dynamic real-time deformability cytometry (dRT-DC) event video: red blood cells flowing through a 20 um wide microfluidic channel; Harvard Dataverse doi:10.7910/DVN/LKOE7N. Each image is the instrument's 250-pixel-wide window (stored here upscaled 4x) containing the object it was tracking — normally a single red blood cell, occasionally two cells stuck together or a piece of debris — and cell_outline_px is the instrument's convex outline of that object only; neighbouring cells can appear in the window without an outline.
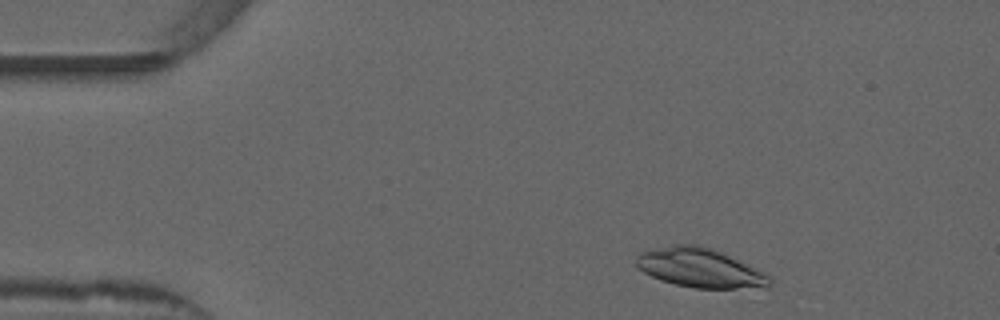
{"species": "common noctule bat (a hibernating species)", "species_latin": "Nyctalus noctula", "temperature_condition": "warm", "stored_images_in_passage": 16, "camera_frame_rate_fps": 3000, "um_per_image_px": 0.085, "animal": {"sex": "male", "forearm_length_mm": 52.5}, "frame": {"image": 1, "passage_image": 3, "time_ms": 0.667, "image_size_px": [1000, 320], "cell_outline_px": [[772, 284], [768, 288], [696, 288], [676, 284], [660, 280], [644, 272], [636, 264], [636, 256], [644, 252], [672, 244], [700, 244], [712, 248], [756, 268], [772, 276]], "centroid_in_image_um": [59.56, 22.78], "position_along_channel_um": 25.4, "area_um2": 30.4}}